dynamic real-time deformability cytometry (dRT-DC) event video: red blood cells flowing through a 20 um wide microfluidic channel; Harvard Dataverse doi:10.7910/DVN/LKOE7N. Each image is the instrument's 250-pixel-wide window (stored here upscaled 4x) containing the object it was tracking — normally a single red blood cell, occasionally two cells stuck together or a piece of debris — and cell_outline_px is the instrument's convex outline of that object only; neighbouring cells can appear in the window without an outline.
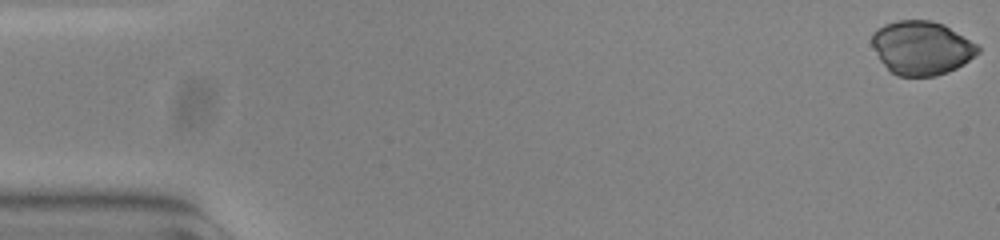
{"species": "common noctule bat (a hibernating species)", "species_latin": "Nyctalus noctula", "temperature_condition": "warm", "stored_images_in_passage": 55, "camera_frame_rate_fps": 3000, "um_per_image_px": 0.085, "animal": {"sex": "female", "body_mass_g": 23.0, "forearm_length_mm": 53.4}, "frame": {"image": 1, "passage_image": 1, "time_ms": 0.0, "image_size_px": [1000, 240], "cell_outline_px": [[980, 52], [964, 64], [948, 72], [936, 76], [896, 76], [880, 60], [872, 44], [872, 32], [884, 24], [896, 20], [932, 20], [944, 24], [976, 44], [980, 48]], "centroid_in_image_um": [78.34, 4.06], "position_along_channel_um": 6.7, "area_um2": 33.18}}